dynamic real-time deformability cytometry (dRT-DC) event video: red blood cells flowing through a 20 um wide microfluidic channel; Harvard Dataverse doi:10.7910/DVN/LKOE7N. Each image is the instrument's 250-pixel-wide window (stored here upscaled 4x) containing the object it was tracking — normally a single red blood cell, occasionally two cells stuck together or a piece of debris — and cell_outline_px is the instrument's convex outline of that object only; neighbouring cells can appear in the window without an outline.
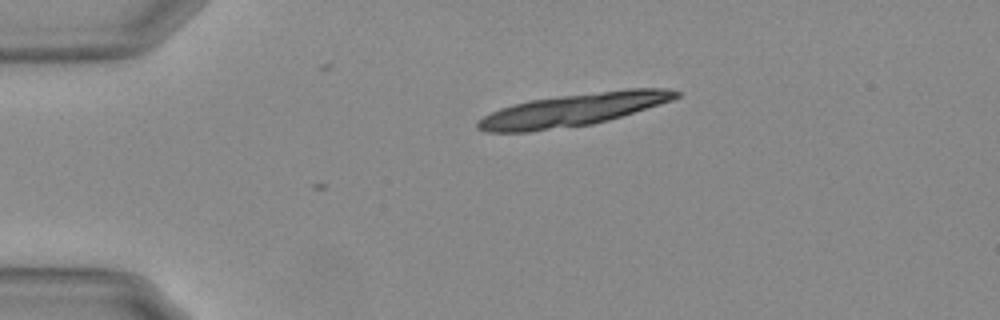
{"species": "Egyptian fruit bat (a non-hibernating species)", "species_latin": "Rousettus aegyptiacus", "temperature_condition": "warm", "stored_images_in_passage": 2, "camera_frame_rate_fps": 3000, "um_per_image_px": 0.085, "animal": {"sex": "female"}, "frame": {"image": 1, "passage_image": 2, "time_ms": 0.333, "image_size_px": [1000, 320], "cell_outline_px": [[680, 96], [672, 100], [608, 120], [592, 124], [528, 132], [488, 132], [476, 128], [476, 124], [484, 116], [500, 108], [512, 104], [532, 100], [560, 96], [624, 88], [668, 88], [680, 92]], "centroid_in_image_um": [48.73, 9.33], "position_along_channel_um": 36.3, "area_um2": 37.28}}